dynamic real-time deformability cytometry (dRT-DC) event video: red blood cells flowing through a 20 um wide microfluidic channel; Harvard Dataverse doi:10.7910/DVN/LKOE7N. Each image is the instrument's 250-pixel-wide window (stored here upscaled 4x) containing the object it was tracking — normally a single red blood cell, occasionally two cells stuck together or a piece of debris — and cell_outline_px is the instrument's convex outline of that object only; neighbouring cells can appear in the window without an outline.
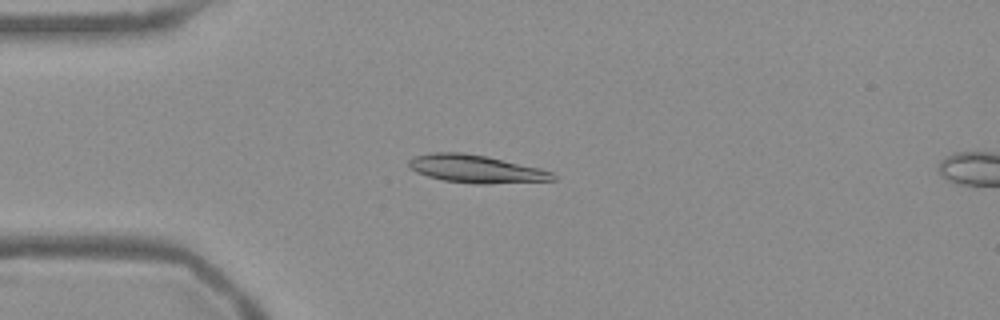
{"species": "Egyptian fruit bat (a non-hibernating species)", "species_latin": "Rousettus aegyptiacus", "temperature_condition": "warm", "stored_images_in_passage": 44, "camera_frame_rate_fps": 3000, "um_per_image_px": 0.085, "frame": {"image": 1, "passage_image": 4, "time_ms": 1.0, "image_size_px": [1000, 320], "cell_outline_px": [[556, 180], [488, 184], [476, 184], [444, 180], [428, 176], [416, 172], [408, 168], [408, 160], [412, 156], [432, 152], [464, 152], [488, 156], [540, 168], [552, 172], [556, 176]], "centroid_in_image_um": [40.43, 14.34], "position_along_channel_um": 44.6, "area_um2": 23.64}}
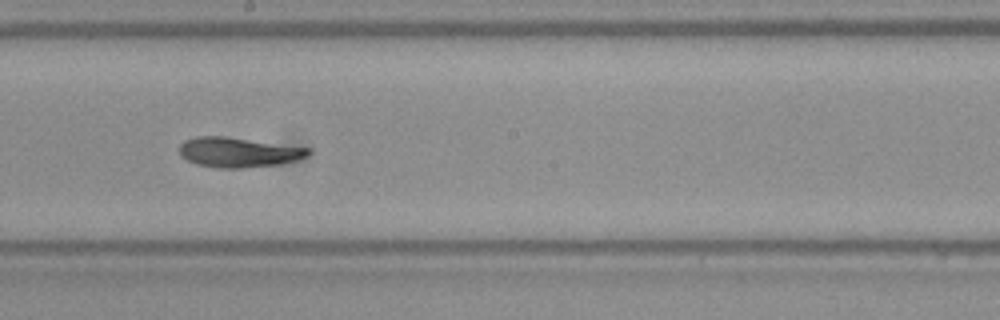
{"frame": {"image": 2, "passage_image": 20, "time_ms": 6.333, "image_size_px": [1000, 320], "cell_outline_px": [[312, 152], [308, 156], [296, 160], [280, 164], [240, 168], [220, 168], [196, 164], [180, 156], [180, 144], [184, 140], [196, 136], [224, 136], [312, 148]], "centroid_in_image_um": [20.28, 12.94], "position_along_channel_um": 227.9, "area_um2": 22.54}}
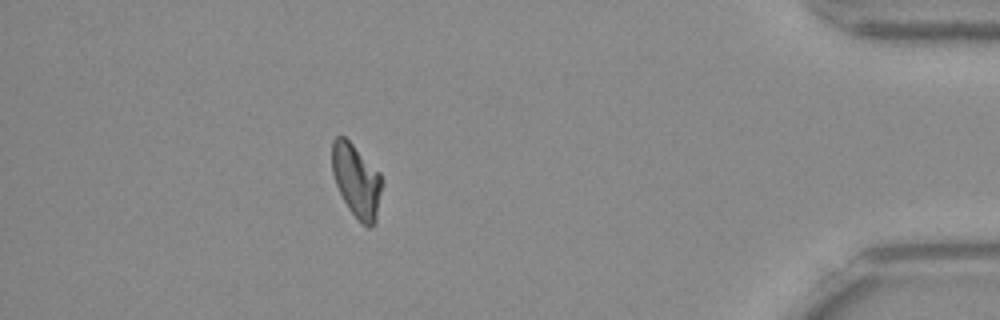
{"frame": {"image": 3, "passage_image": 38, "time_ms": 12.333, "image_size_px": [1000, 320], "cell_outline_px": [[384, 180], [376, 224], [368, 228], [348, 208], [336, 184], [332, 172], [332, 140], [336, 136], [344, 136], [380, 172]], "centroid_in_image_um": [30.34, 15.36], "position_along_channel_um": 404.9, "area_um2": 21.39}, "authors_computed_cell_mechanics": {"area_um2": 22.2241, "velocity_mm_per_s": 3.7822, "shape_relaxation_time_tau1_ms": 4.8656, "shape_relaxation_time_tau2_ms": 6.6007, "deformation_change_tau1": 0.1382, "deformation_change_tau2": 0.0856}}